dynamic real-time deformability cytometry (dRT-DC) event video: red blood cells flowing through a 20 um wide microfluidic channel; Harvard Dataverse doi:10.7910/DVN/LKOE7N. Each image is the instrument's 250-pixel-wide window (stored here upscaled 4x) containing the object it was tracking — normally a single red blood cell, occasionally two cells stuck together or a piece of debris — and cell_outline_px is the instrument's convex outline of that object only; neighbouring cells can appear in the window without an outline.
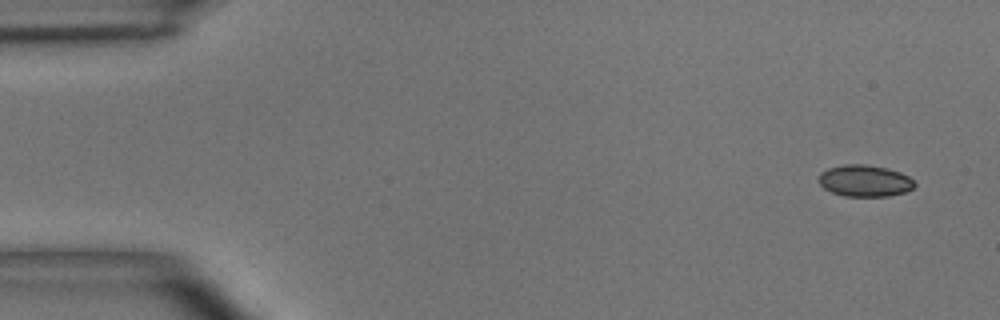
{"species": "common noctule bat (a hibernating species)", "species_latin": "Nyctalus noctula", "temperature_condition": "room temperature", "stored_images_in_passage": 3, "camera_frame_rate_fps": 3000, "um_per_image_px": 0.085, "animal": {"sex": "male", "body_mass_g": 15.6}, "frame": {"image": 1, "passage_image": 1, "time_ms": 0.0, "image_size_px": [1000, 320], "cell_outline_px": [[916, 184], [912, 188], [904, 192], [888, 196], [844, 196], [832, 192], [824, 188], [820, 184], [820, 172], [828, 168], [844, 164], [864, 164], [888, 168], [900, 172], [908, 176]], "centroid_in_image_um": [73.5, 15.36], "position_along_channel_um": 11.5, "area_um2": 17.57}}